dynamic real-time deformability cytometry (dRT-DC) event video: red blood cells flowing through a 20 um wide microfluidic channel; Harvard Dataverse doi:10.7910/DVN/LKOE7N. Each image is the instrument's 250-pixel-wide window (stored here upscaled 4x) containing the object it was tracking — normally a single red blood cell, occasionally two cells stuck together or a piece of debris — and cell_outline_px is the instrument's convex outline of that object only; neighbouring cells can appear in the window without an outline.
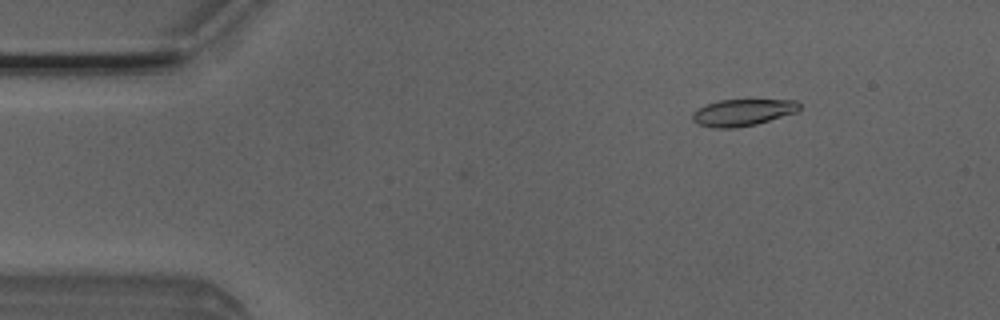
{"species": "Egyptian fruit bat (a non-hibernating species)", "species_latin": "Rousettus aegyptiacus", "temperature_condition": "room temperature", "stored_images_in_passage": 45, "camera_frame_rate_fps": 3000, "um_per_image_px": 0.085, "animal": {"sex": "male"}, "frame": {"image": 1, "passage_image": 1, "time_ms": 0.0, "image_size_px": [1000, 320], "cell_outline_px": [[800, 108], [796, 112], [756, 124], [736, 128], [712, 128], [700, 124], [692, 120], [692, 112], [696, 108], [720, 100], [796, 100], [800, 104]], "centroid_in_image_um": [63.1, 9.56], "position_along_channel_um": 21.9, "area_um2": 16.59}}
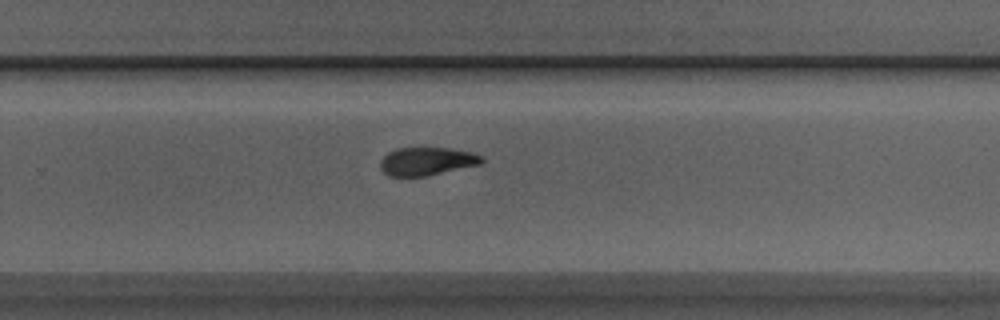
{"frame": {"image": 2, "passage_image": 27, "time_ms": 8.667, "image_size_px": [1000, 320], "cell_outline_px": [[484, 160], [480, 164], [424, 176], [388, 176], [380, 168], [380, 160], [388, 152], [396, 148], [452, 148], [472, 152], [484, 156]], "centroid_in_image_um": [36.28, 13.7], "position_along_channel_um": 293.5, "area_um2": 16.59}}
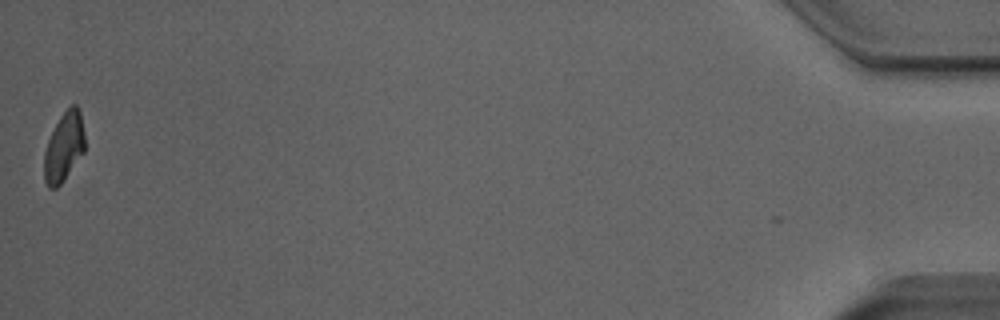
{"frame": {"image": 3, "passage_image": 45, "time_ms": 14.667, "image_size_px": [1000, 320], "cell_outline_px": [[84, 152], [64, 180], [56, 188], [48, 188], [44, 180], [44, 152], [48, 140], [60, 116], [72, 104], [76, 104], [80, 112], [84, 132]], "centroid_in_image_um": [5.43, 12.51], "position_along_channel_um": 429.8, "area_um2": 16.3}, "authors_computed_cell_mechanics": {"area_um2": 17.3978, "velocity_mm_per_s": 3.9916, "shape_relaxation_time_tau1_ms": 3.1884, "shape_relaxation_time_tau2_ms": 8.6876, "deformation_change_tau1": 0.1387, "deformation_change_tau2": 0.1196}}